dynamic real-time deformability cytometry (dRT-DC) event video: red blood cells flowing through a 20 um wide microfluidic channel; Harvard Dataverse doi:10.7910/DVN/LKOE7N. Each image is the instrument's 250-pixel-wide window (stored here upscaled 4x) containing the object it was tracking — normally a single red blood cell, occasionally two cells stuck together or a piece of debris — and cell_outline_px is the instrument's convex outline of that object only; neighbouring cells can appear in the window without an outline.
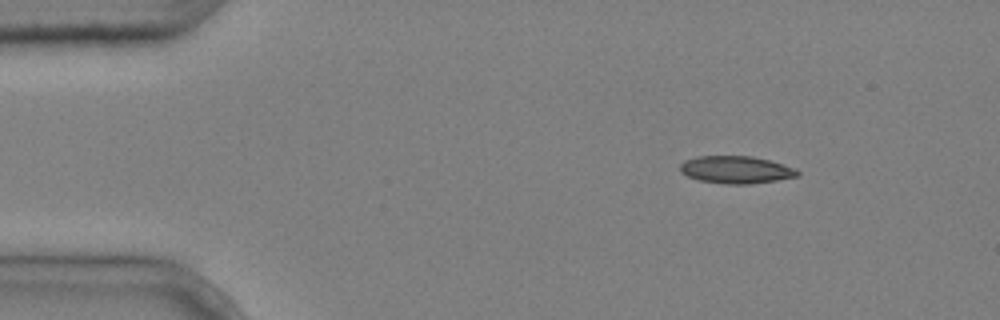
{"species": "common noctule bat (a hibernating species)", "species_latin": "Nyctalus noctula", "temperature_condition": "cold", "stored_images_in_passage": 4, "camera_frame_rate_fps": 3000, "um_per_image_px": 0.085, "animal": {"sex": "male", "body_mass_g": 20.4}, "frame": {"image": 1, "passage_image": 1, "time_ms": 0.0, "image_size_px": [1000, 320], "cell_outline_px": [[800, 176], [776, 180], [748, 184], [724, 184], [700, 180], [688, 176], [680, 172], [680, 164], [684, 160], [696, 156], [752, 156], [784, 164], [796, 168], [800, 172]], "centroid_in_image_um": [62.57, 14.42], "position_along_channel_um": 22.4, "area_um2": 18.84}}
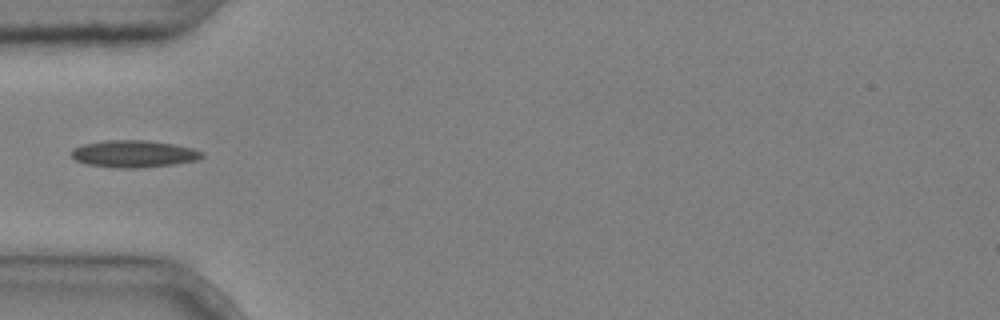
{"frame": {"image": 2, "passage_image": 4, "time_ms": 1.0, "image_size_px": [1000, 320], "cell_outline_px": [[204, 156], [196, 160], [176, 164], [136, 168], [120, 168], [88, 164], [76, 160], [72, 156], [72, 148], [84, 144], [104, 140], [148, 140], [172, 144], [192, 148], [204, 152]], "centroid_in_image_um": [11.39, 13.07], "position_along_channel_um": 73.6, "area_um2": 20.52}}